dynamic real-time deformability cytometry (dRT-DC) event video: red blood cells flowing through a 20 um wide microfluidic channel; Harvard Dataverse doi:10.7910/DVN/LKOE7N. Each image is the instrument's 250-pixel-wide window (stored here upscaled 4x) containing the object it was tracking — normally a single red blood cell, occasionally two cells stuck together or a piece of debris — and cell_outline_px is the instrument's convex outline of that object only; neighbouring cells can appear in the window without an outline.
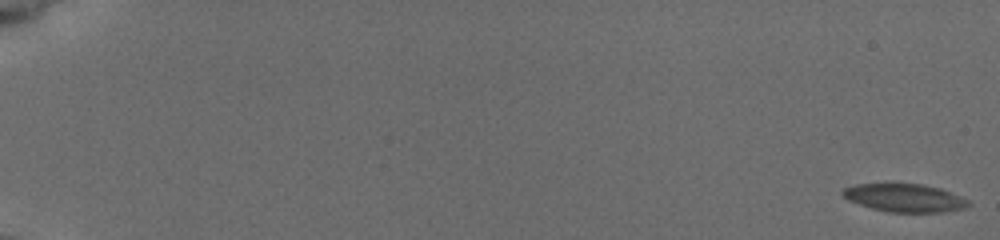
{"species": "common noctule bat (a hibernating species)", "species_latin": "Nyctalus noctula", "temperature_condition": "cold", "stored_images_in_passage": 58, "camera_frame_rate_fps": 3000, "um_per_image_px": 0.085, "animal": {"sex": "female", "body_mass_g": 19.5, "forearm_length_mm": 54.1}, "frame": {"image": 1, "passage_image": 1, "time_ms": 0.0, "image_size_px": [1000, 240], "cell_outline_px": [[972, 204], [964, 208], [944, 212], [888, 212], [872, 208], [848, 200], [840, 192], [844, 188], [856, 184], [924, 184], [940, 188], [968, 200]], "centroid_in_image_um": [76.9, 16.82], "position_along_channel_um": 8.1, "area_um2": 20.4}}
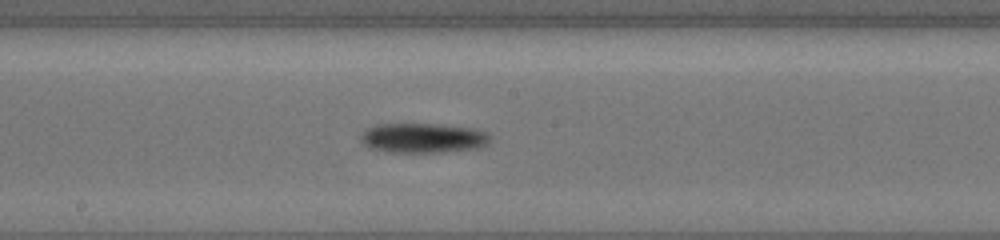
{"frame": {"image": 2, "passage_image": 34, "time_ms": 11.0, "image_size_px": [1000, 240], "cell_outline_px": [[492, 140], [488, 144], [480, 148], [444, 152], [388, 152], [368, 148], [360, 140], [360, 136], [368, 128], [376, 124], [440, 124], [472, 128], [488, 132], [492, 136]], "centroid_in_image_um": [36.01, 11.73], "position_along_channel_um": 212.2, "area_um2": 22.77}}
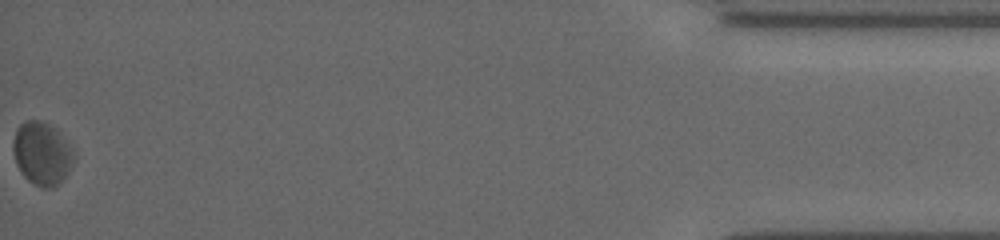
{"frame": {"image": 3, "passage_image": 58, "time_ms": 19.0, "image_size_px": [1000, 240], "cell_outline_px": [[76, 156], [64, 176], [52, 188], [44, 188], [32, 184], [20, 172], [16, 164], [12, 148], [12, 144], [16, 128], [24, 120], [44, 120], [56, 128], [60, 132], [76, 152]], "centroid_in_image_um": [3.55, 13.0], "position_along_channel_um": 431.6, "area_um2": 22.6}, "authors_computed_cell_mechanics": {"area_um2": 21.2126, "velocity_mm_per_s": 3.7242, "shape_relaxation_time_tau1_ms": 0.9893, "shape_relaxation_time_tau2_ms": null, "deformation_change_tau1": 0.0644, "deformation_change_tau2": null}}